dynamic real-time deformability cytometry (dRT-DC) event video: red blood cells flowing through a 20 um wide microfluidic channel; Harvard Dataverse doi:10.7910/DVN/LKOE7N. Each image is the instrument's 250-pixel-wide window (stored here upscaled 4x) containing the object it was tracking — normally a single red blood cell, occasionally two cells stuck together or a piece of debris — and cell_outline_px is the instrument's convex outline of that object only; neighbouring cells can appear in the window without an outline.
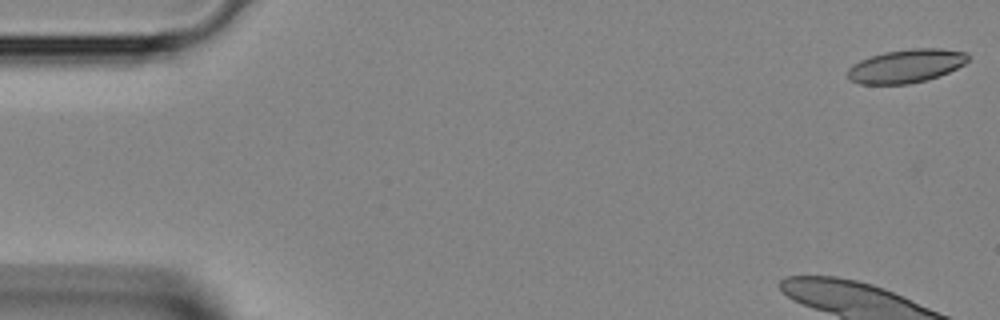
{"species": "Egyptian fruit bat (a non-hibernating species)", "species_latin": "Rousettus aegyptiacus", "temperature_condition": "room temperature", "stored_images_in_passage": 33, "camera_frame_rate_fps": 3000, "um_per_image_px": 0.085, "animal": {"sex": "female"}, "frame": {"image": 1, "passage_image": 1, "time_ms": 0.0, "image_size_px": [1000, 320], "cell_outline_px": [[968, 60], [964, 64], [940, 76], [928, 80], [908, 84], [860, 84], [852, 80], [848, 76], [848, 68], [852, 64], [860, 60], [884, 52], [908, 48], [940, 48], [968, 52]], "centroid_in_image_um": [77.04, 5.6], "position_along_channel_um": 8.0, "area_um2": 23.58}}